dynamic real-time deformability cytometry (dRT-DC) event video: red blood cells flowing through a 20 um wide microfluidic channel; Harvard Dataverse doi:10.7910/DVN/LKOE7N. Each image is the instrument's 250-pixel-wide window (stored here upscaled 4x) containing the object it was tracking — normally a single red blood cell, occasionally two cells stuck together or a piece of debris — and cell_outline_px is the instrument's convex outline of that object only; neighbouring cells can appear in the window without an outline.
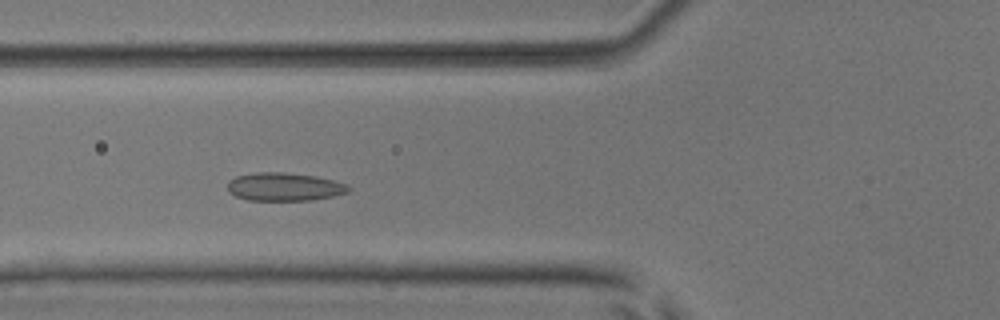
{"species": "common noctule bat (a hibernating species)", "species_latin": "Nyctalus noctula", "temperature_condition": "room temperature", "stored_images_in_passage": 8, "camera_frame_rate_fps": 3000, "um_per_image_px": 0.085, "animal": {"sex": "male", "body_mass_g": 17.9, "forearm_length_mm": 54.2}, "frame": {"image": 1, "passage_image": 5, "time_ms": 4.667, "image_size_px": [1000, 320], "cell_outline_px": [[352, 188], [348, 192], [332, 196], [308, 200], [248, 200], [236, 196], [228, 192], [228, 180], [236, 176], [256, 172], [284, 172], [316, 176], [348, 184]], "centroid_in_image_um": [24.16, 15.87], "position_along_channel_um": 101.6, "area_um2": 19.88}}
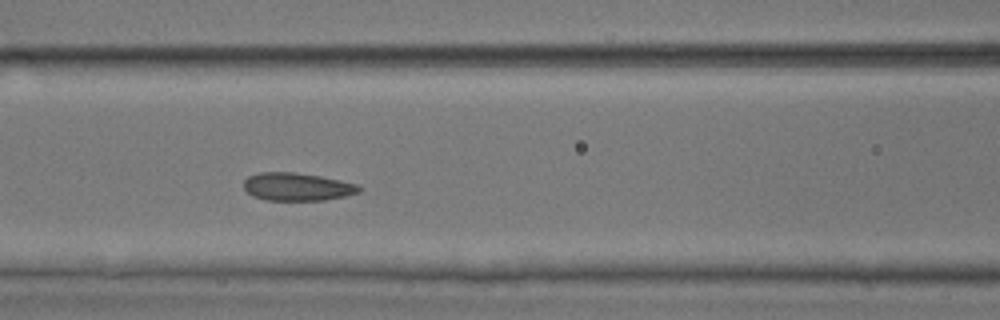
{"frame": {"image": 2, "passage_image": 6, "time_ms": 5.667, "image_size_px": [1000, 320], "cell_outline_px": [[364, 188], [360, 192], [344, 196], [324, 200], [264, 200], [252, 196], [244, 188], [244, 180], [248, 176], [260, 172], [296, 172], [320, 176], [340, 180], [356, 184]], "centroid_in_image_um": [25.25, 15.87], "position_along_channel_um": 141.3, "area_um2": 18.84}}
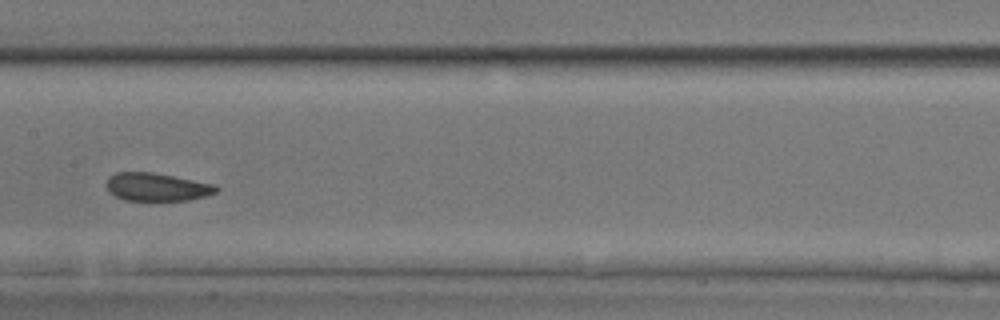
{"frame": {"image": 3, "passage_image": 7, "time_ms": 7.0, "image_size_px": [1000, 320], "cell_outline_px": [[220, 188], [216, 192], [204, 196], [188, 200], [124, 200], [108, 192], [104, 184], [108, 176], [116, 172], [152, 172], [216, 184]], "centroid_in_image_um": [13.29, 15.88], "position_along_channel_um": 194.1, "area_um2": 18.09}}